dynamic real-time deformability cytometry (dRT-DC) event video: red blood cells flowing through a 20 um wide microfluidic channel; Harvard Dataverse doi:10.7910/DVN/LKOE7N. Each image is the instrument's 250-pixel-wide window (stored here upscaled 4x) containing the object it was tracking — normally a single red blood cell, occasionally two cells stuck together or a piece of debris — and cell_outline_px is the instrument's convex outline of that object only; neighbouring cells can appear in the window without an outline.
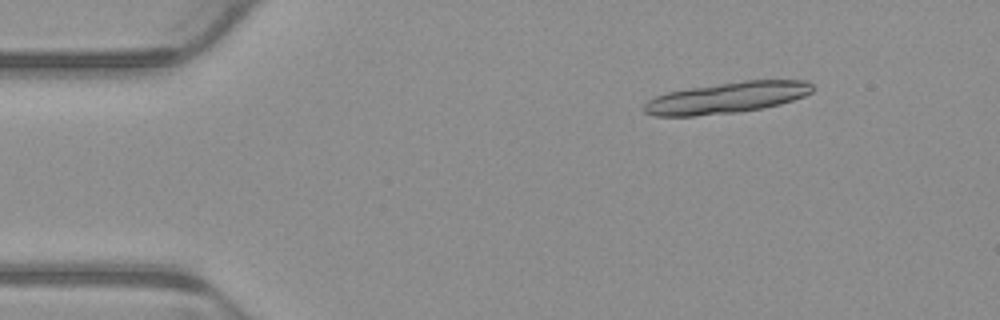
{"species": "common noctule bat (a hibernating species)", "species_latin": "Nyctalus noctula", "temperature_condition": "warm", "stored_images_in_passage": 6, "camera_frame_rate_fps": 3000, "um_per_image_px": 0.085, "animal": {"sex": "male", "body_mass_g": 23.1, "forearm_length_mm": 52.7}, "frame": {"image": 1, "passage_image": 1, "time_ms": 0.0, "image_size_px": [1000, 320], "cell_outline_px": [[816, 88], [812, 92], [804, 96], [780, 104], [764, 108], [740, 112], [696, 116], [652, 116], [644, 112], [644, 104], [648, 100], [656, 96], [668, 92], [688, 88], [744, 80], [808, 80]], "centroid_in_image_um": [61.81, 8.31], "position_along_channel_um": 23.2, "area_um2": 30.81}}
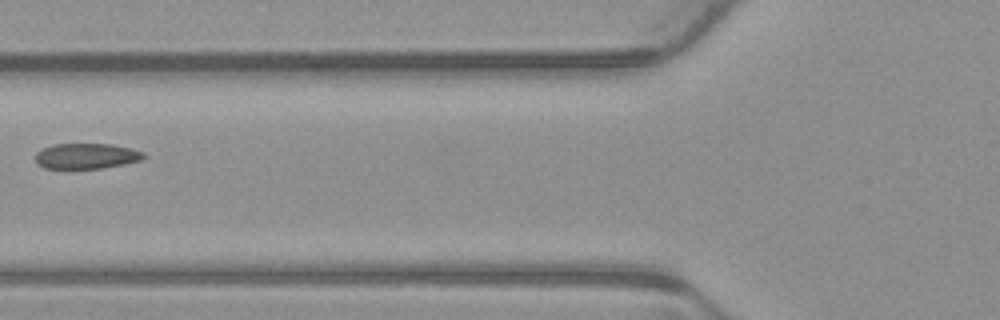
{"frame": {"image": 2, "passage_image": 5, "time_ms": 1.333, "image_size_px": [1000, 320], "cell_outline_px": [[148, 156], [144, 160], [104, 168], [44, 168], [36, 164], [36, 152], [52, 144], [112, 144], [132, 148], [144, 152]], "centroid_in_image_um": [7.4, 13.26], "position_along_channel_um": 118.4, "area_um2": 16.3}}
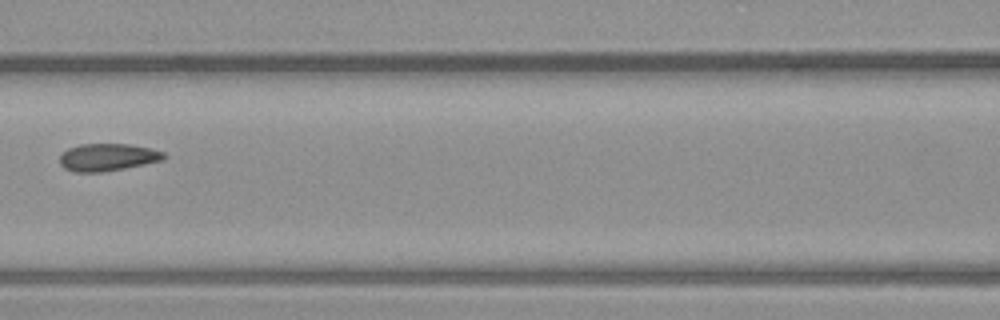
{"frame": {"image": 3, "passage_image": 6, "time_ms": 1.667, "image_size_px": [1000, 320], "cell_outline_px": [[168, 156], [164, 160], [124, 168], [100, 172], [72, 172], [64, 168], [60, 164], [60, 156], [68, 148], [80, 144], [128, 144], [148, 148], [164, 152]], "centroid_in_image_um": [9.15, 13.37], "position_along_channel_um": 157.5, "area_um2": 16.59}}